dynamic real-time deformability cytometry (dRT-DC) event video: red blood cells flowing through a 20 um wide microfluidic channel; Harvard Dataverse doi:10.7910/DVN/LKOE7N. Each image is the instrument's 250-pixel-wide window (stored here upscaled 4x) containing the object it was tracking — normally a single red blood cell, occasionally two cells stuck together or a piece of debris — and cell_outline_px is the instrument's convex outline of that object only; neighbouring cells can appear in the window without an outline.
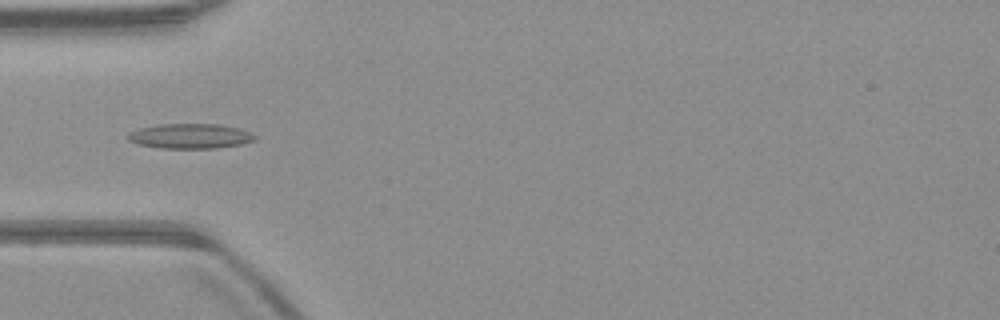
{"species": "common noctule bat (a hibernating species)", "species_latin": "Nyctalus noctula", "temperature_condition": "warm", "stored_images_in_passage": 51, "camera_frame_rate_fps": 3000, "um_per_image_px": 0.085, "animal": {"sex": "male", "body_mass_g": 23.1, "forearm_length_mm": 52.7}, "frame": {"image": 1, "passage_image": 16, "time_ms": 5.0, "image_size_px": [1000, 320], "cell_outline_px": [[256, 140], [240, 144], [216, 148], [160, 148], [140, 144], [128, 140], [128, 136], [132, 132], [140, 128], [156, 124], [220, 124], [236, 128], [248, 132], [256, 136]], "centroid_in_image_um": [16.17, 11.57], "position_along_channel_um": 68.8, "area_um2": 18.15}}
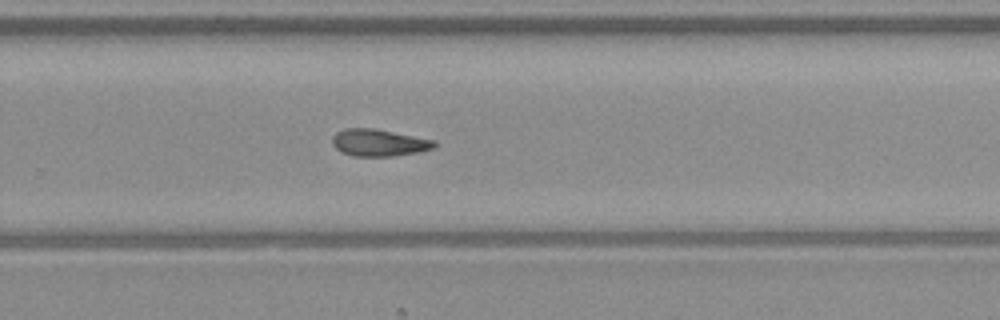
{"frame": {"image": 2, "passage_image": 33, "time_ms": 10.667, "image_size_px": [1000, 320], "cell_outline_px": [[436, 148], [420, 152], [392, 156], [352, 156], [340, 152], [332, 144], [332, 136], [336, 132], [344, 128], [372, 128], [436, 140]], "centroid_in_image_um": [32.2, 12.13], "position_along_channel_um": 297.6, "area_um2": 16.24}}
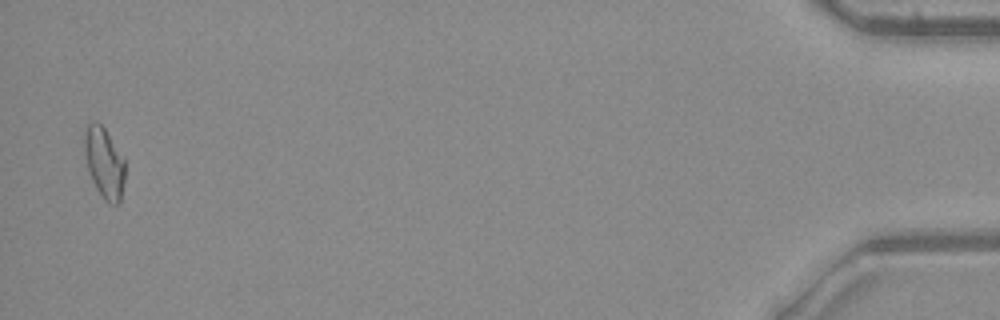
{"frame": {"image": 3, "passage_image": 50, "time_ms": 16.333, "image_size_px": [1000, 320], "cell_outline_px": [[124, 180], [120, 204], [108, 204], [104, 200], [96, 188], [92, 180], [88, 168], [84, 148], [84, 128], [92, 120], [96, 120], [104, 128], [124, 156]], "centroid_in_image_um": [8.86, 13.82], "position_along_channel_um": 426.3, "area_um2": 16.88}}